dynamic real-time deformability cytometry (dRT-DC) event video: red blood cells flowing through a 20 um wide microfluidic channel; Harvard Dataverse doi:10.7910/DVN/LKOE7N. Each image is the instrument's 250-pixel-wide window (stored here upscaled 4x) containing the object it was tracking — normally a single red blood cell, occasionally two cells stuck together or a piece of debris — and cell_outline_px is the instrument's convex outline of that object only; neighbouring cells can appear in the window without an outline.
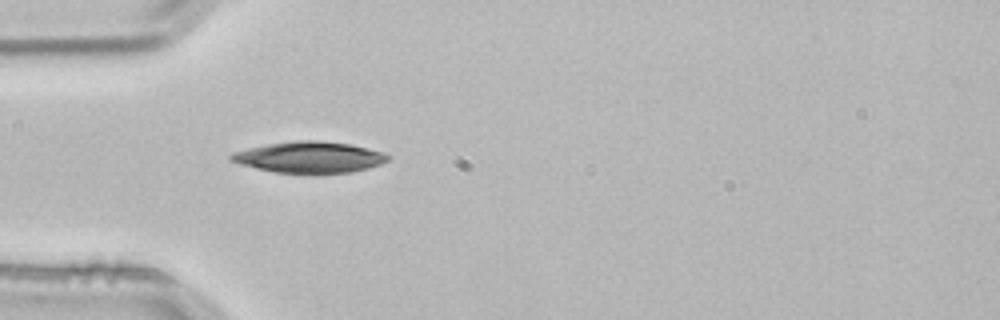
{"species": "common noctule bat (a hibernating species)", "species_latin": "Nyctalus noctula", "temperature_condition": "room temperature", "stored_images_in_passage": 3, "camera_frame_rate_fps": 3000, "um_per_image_px": 0.085, "animal": {"sex": "male", "body_mass_g": 21.5, "forearm_length_mm": 52.0}, "frame": {"image": 1, "passage_image": 3, "time_ms": 0.667, "image_size_px": [1000, 320], "cell_outline_px": [[392, 156], [388, 160], [380, 164], [368, 168], [352, 172], [316, 176], [276, 172], [256, 168], [240, 164], [228, 160], [228, 156], [232, 152], [248, 148], [268, 144], [296, 140], [316, 140], [348, 144], [368, 148], [384, 152]], "centroid_in_image_um": [26.31, 13.4], "position_along_channel_um": 58.7, "area_um2": 29.3}}